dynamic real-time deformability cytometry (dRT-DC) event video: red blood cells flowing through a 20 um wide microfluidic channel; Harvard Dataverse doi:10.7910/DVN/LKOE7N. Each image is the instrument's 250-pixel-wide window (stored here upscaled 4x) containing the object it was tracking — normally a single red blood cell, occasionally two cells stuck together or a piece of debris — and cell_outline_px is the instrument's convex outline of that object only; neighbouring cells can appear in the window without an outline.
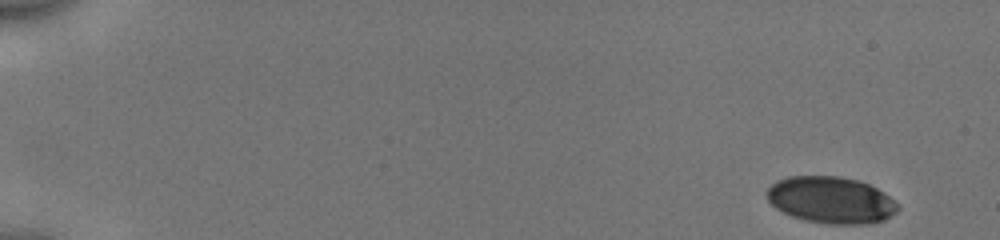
{"species": "human", "species_latin": "Homo sapiens", "temperature_condition": "cold", "stored_images_in_passage": 51, "camera_frame_rate_fps": 3000, "um_per_image_px": 0.085, "donor": {"sex": "male"}, "frame": {"image": 1, "passage_image": 1, "time_ms": 0.0, "image_size_px": [1000, 240], "cell_outline_px": [[900, 208], [896, 212], [884, 220], [868, 224], [828, 224], [804, 220], [792, 216], [776, 208], [768, 200], [764, 192], [776, 180], [788, 176], [836, 176], [856, 180], [868, 184], [884, 192]], "centroid_in_image_um": [70.6, 17.0], "position_along_channel_um": 14.4, "area_um2": 35.6}}
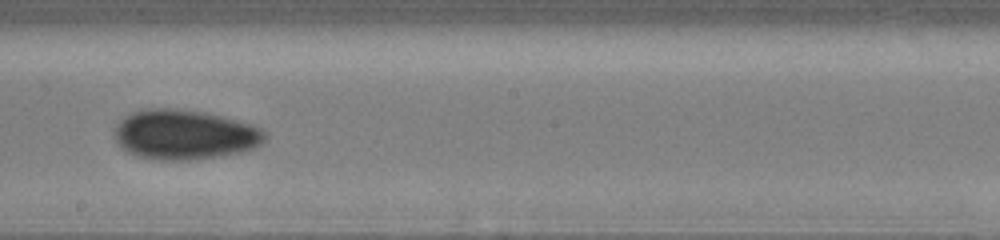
{"frame": {"image": 2, "passage_image": 30, "time_ms": 9.667, "image_size_px": [1000, 240], "cell_outline_px": [[268, 136], [256, 148], [240, 152], [220, 156], [192, 160], [152, 160], [128, 152], [120, 148], [116, 140], [116, 124], [124, 116], [132, 112], [144, 108], [172, 108], [208, 112], [224, 116], [252, 124], [268, 132]], "centroid_in_image_um": [15.71, 11.43], "position_along_channel_um": 232.5, "area_um2": 44.22}}
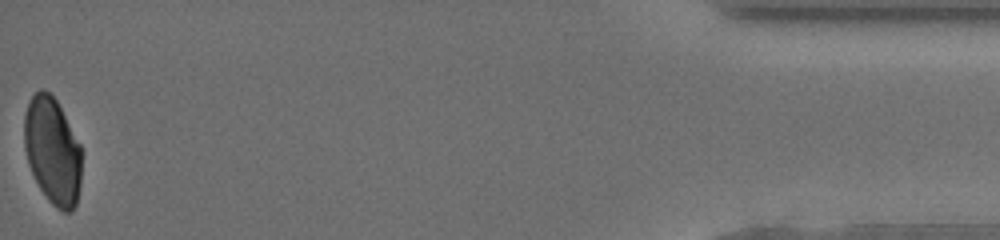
{"frame": {"image": 3, "passage_image": 51, "time_ms": 16.667, "image_size_px": [1000, 240], "cell_outline_px": [[80, 184], [76, 204], [72, 212], [64, 212], [56, 208], [48, 200], [40, 188], [28, 164], [24, 148], [24, 116], [28, 100], [40, 88], [44, 88], [56, 100], [80, 144]], "centroid_in_image_um": [4.44, 12.82], "position_along_channel_um": 430.8, "area_um2": 35.66}, "authors_computed_cell_mechanics": {"area_um2": 39.1306, "velocity_mm_per_s": 3.9615, "shape_relaxation_time_tau1_ms": 4.1148, "shape_relaxation_time_tau2_ms": 4.9008, "deformation_change_tau1": 0.0996, "deformation_change_tau2": 0.0727}}